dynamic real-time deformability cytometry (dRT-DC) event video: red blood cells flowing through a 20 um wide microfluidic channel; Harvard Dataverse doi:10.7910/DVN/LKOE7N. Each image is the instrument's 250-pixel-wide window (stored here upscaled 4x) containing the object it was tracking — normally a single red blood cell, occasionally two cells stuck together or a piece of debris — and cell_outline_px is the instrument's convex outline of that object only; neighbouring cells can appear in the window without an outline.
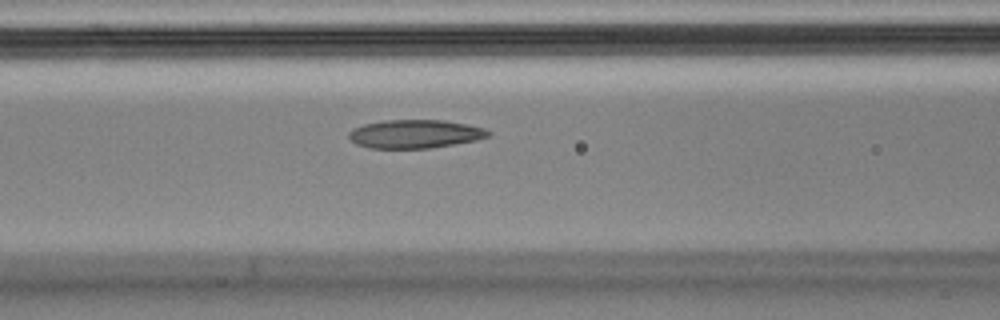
{"species": "Egyptian fruit bat (a non-hibernating species)", "species_latin": "Rousettus aegyptiacus", "temperature_condition": "cold", "stored_images_in_passage": 8, "segment_of_instrument_passage": [2, 2], "camera_frame_rate_fps": 3000, "um_per_image_px": 0.085, "animal": {"sex": "male"}, "frame": {"image": 1, "passage_image": 8, "time_ms": 2.333, "image_size_px": [1000, 320], "cell_outline_px": [[492, 132], [488, 136], [476, 140], [428, 148], [368, 148], [356, 144], [348, 136], [348, 132], [352, 128], [364, 124], [384, 120], [444, 120], [484, 128]], "centroid_in_image_um": [35.23, 11.38], "position_along_channel_um": 131.4, "area_um2": 23.0}}